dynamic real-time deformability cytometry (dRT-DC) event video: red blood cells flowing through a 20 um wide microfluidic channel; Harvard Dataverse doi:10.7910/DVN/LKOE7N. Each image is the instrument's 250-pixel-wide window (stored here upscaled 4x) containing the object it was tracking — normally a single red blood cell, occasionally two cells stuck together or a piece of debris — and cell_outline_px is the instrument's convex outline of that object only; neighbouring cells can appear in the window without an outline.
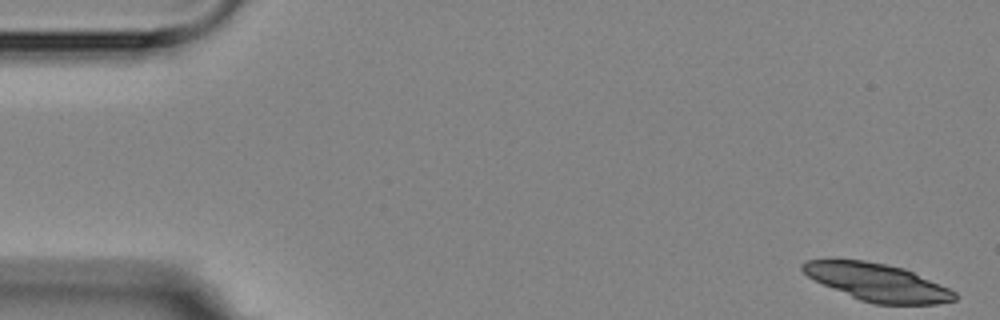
{"species": "Egyptian fruit bat (a non-hibernating species)", "species_latin": "Rousettus aegyptiacus", "temperature_condition": "room temperature", "stored_images_in_passage": 4, "camera_frame_rate_fps": 3000, "um_per_image_px": 0.085, "animal": {"sex": "female"}, "frame": {"image": 1, "passage_image": 1, "time_ms": 0.0, "image_size_px": [1000, 320], "cell_outline_px": [[956, 300], [936, 304], [872, 304], [860, 300], [824, 284], [808, 276], [800, 268], [800, 264], [804, 260], [864, 260], [904, 268], [948, 288], [956, 292]], "centroid_in_image_um": [74.58, 24.0], "position_along_channel_um": 10.4, "area_um2": 32.71}}